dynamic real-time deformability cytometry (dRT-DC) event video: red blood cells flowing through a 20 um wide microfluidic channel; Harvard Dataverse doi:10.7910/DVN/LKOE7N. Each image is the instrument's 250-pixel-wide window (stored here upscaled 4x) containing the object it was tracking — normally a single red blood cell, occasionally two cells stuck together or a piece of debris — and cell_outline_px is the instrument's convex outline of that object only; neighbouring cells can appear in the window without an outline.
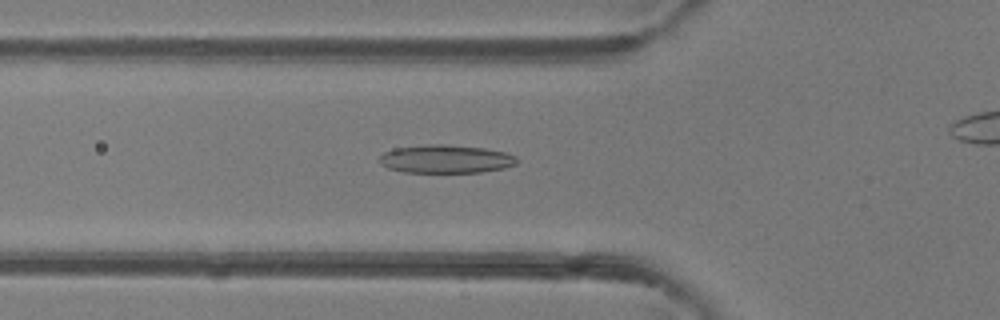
{"species": "common noctule bat (a hibernating species)", "species_latin": "Nyctalus noctula", "temperature_condition": "room temperature", "stored_images_in_passage": 41, "camera_frame_rate_fps": 3000, "um_per_image_px": 0.085, "animal": {"sex": "female"}, "frame": {"image": 1, "passage_image": 17, "time_ms": 5.333, "image_size_px": [1000, 320], "cell_outline_px": [[516, 164], [504, 168], [480, 172], [404, 172], [388, 168], [380, 164], [380, 156], [384, 152], [392, 148], [428, 144], [444, 144], [484, 148], [508, 152], [516, 156]], "centroid_in_image_um": [37.88, 13.5], "position_along_channel_um": 87.9, "area_um2": 22.72}}
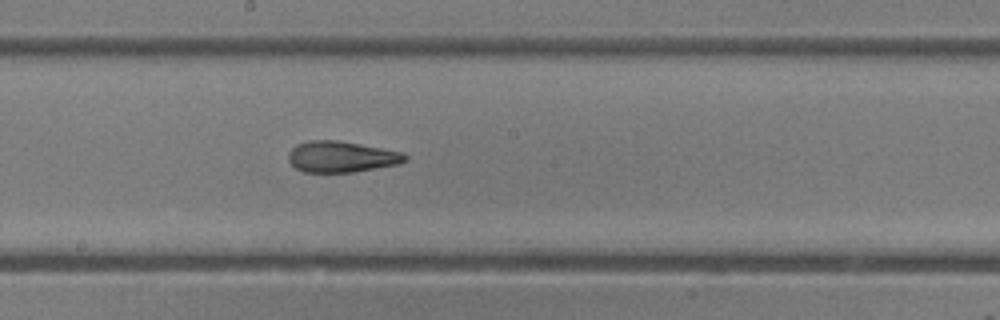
{"frame": {"image": 2, "passage_image": 26, "time_ms": 8.333, "image_size_px": [1000, 320], "cell_outline_px": [[408, 160], [400, 164], [352, 172], [304, 172], [296, 168], [288, 160], [288, 152], [296, 144], [308, 140], [336, 140], [404, 152], [408, 156]], "centroid_in_image_um": [29.03, 13.32], "position_along_channel_um": 219.2, "area_um2": 21.21}}
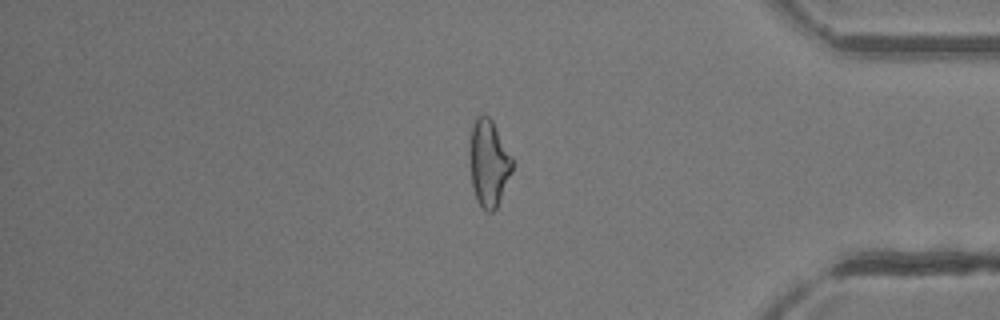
{"frame": {"image": 3, "passage_image": 40, "time_ms": 13.0, "image_size_px": [1000, 320], "cell_outline_px": [[512, 172], [496, 208], [492, 212], [484, 212], [476, 200], [472, 188], [468, 160], [468, 148], [472, 124], [476, 116], [488, 116], [492, 120], [512, 156]], "centroid_in_image_um": [41.5, 13.87], "position_along_channel_um": 393.7, "area_um2": 22.02}}